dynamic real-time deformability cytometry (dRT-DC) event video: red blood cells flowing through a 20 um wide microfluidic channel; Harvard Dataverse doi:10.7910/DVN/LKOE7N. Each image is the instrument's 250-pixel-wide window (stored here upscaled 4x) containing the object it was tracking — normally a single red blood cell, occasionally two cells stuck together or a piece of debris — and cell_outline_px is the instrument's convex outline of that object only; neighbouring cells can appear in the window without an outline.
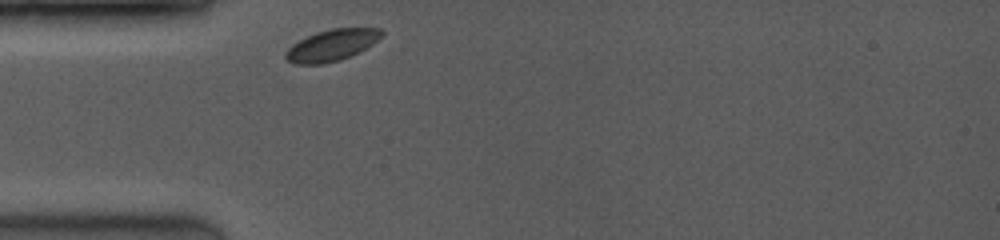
{"species": "common noctule bat (a hibernating species)", "species_latin": "Nyctalus noctula", "temperature_condition": "room temperature", "stored_images_in_passage": 1, "camera_frame_rate_fps": 3500, "um_per_image_px": 0.085, "animal": {"sex": "female", "body_mass_g": 19.0, "forearm_length_mm": 53.3}, "frame": {"image": 1, "passage_image": 1, "time_ms": 0.0, "image_size_px": [1000, 240], "cell_outline_px": [[384, 36], [360, 52], [352, 56], [340, 60], [324, 64], [292, 64], [284, 56], [284, 52], [292, 44], [316, 32], [332, 28], [380, 28], [384, 32]], "centroid_in_image_um": [28.22, 3.85], "position_along_channel_um": 56.8, "area_um2": 17.8}}